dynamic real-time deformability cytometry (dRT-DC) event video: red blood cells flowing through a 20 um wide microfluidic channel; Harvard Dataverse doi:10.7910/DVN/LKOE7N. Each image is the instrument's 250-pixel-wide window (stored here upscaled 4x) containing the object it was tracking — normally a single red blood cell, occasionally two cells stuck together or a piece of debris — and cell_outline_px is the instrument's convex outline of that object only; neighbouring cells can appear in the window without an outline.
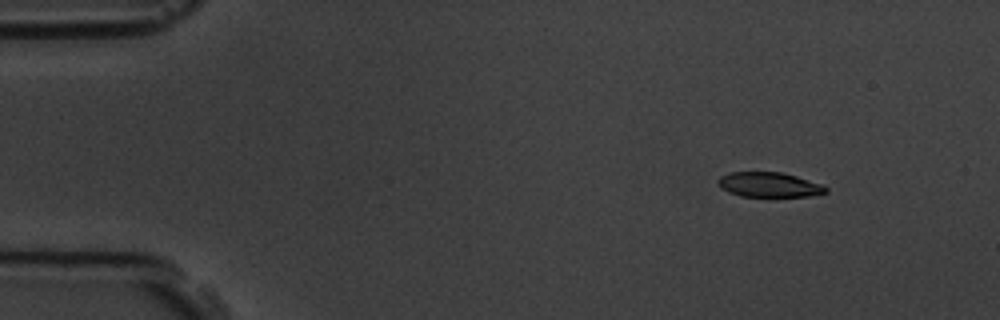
{"species": "common noctule bat (a hibernating species)", "species_latin": "Nyctalus noctula", "temperature_condition": "room temperature", "stored_images_in_passage": 6, "segment_of_instrument_passage": [1, 2], "camera_frame_rate_fps": 3000, "um_per_image_px": 0.085, "animal": {"sex": "male", "body_mass_g": 19.5, "forearm_length_mm": 54.6}, "frame": {"image": 1, "passage_image": 2, "time_ms": 1.333, "image_size_px": [1000, 320], "cell_outline_px": [[828, 192], [808, 196], [740, 196], [728, 192], [720, 188], [720, 176], [728, 172], [780, 172], [796, 176], [820, 184], [828, 188]], "centroid_in_image_um": [65.36, 15.7], "position_along_channel_um": 19.6, "area_um2": 15.37}}
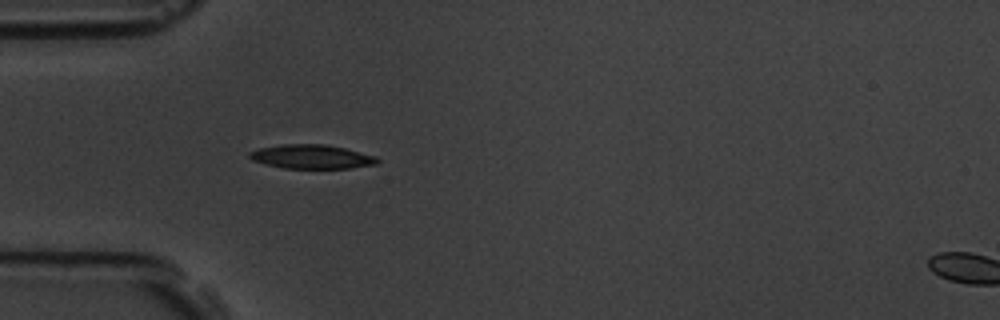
{"frame": {"image": 2, "passage_image": 5, "time_ms": 4.667, "image_size_px": [1000, 320], "cell_outline_px": [[380, 160], [376, 164], [348, 168], [284, 168], [264, 164], [252, 160], [248, 156], [248, 152], [260, 148], [284, 144], [324, 144], [344, 148], [376, 156]], "centroid_in_image_um": [26.47, 13.32], "position_along_channel_um": 58.5, "area_um2": 17.8}}